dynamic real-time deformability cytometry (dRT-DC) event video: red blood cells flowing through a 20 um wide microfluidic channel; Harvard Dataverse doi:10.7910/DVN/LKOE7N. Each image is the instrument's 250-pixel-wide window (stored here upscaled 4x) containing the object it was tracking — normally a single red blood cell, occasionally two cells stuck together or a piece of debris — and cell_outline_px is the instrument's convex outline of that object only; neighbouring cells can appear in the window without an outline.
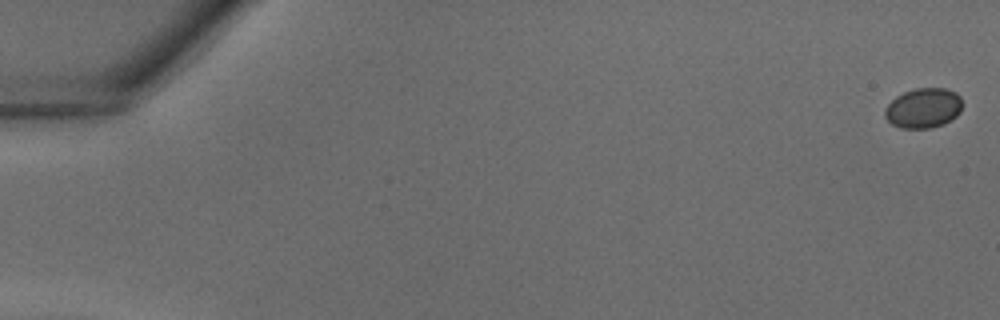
{"species": "common noctule bat (a hibernating species)", "species_latin": "Nyctalus noctula", "temperature_condition": "warm", "stored_images_in_passage": 41, "camera_frame_rate_fps": 3000, "um_per_image_px": 0.085, "animal": {"sex": "male", "body_mass_g": 18.8}, "frame": {"image": 1, "passage_image": 1, "time_ms": 0.0, "image_size_px": [1000, 320], "cell_outline_px": [[964, 104], [960, 112], [956, 116], [944, 124], [928, 128], [900, 128], [892, 124], [884, 116], [884, 108], [896, 96], [904, 92], [916, 88], [944, 88], [956, 92], [960, 96]], "centroid_in_image_um": [78.5, 9.18], "position_along_channel_um": 6.5, "area_um2": 18.21}}
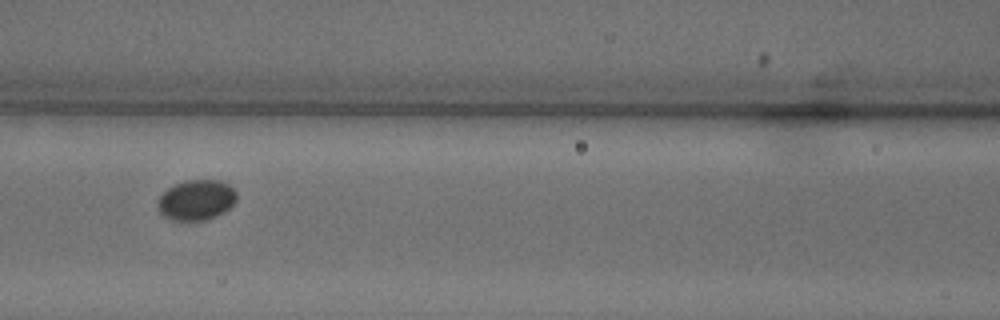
{"frame": {"image": 2, "passage_image": 19, "time_ms": 6.0, "image_size_px": [1000, 320], "cell_outline_px": [[236, 200], [224, 212], [216, 216], [204, 220], [168, 220], [156, 208], [156, 204], [160, 196], [168, 188], [176, 184], [188, 180], [220, 180], [228, 184], [236, 192]], "centroid_in_image_um": [16.66, 17.0], "position_along_channel_um": 149.9, "area_um2": 18.5}}
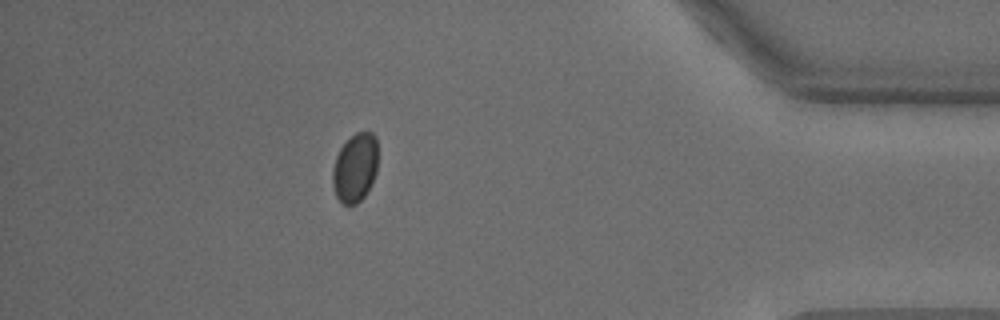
{"frame": {"image": 3, "passage_image": 36, "time_ms": 11.667, "image_size_px": [1000, 320], "cell_outline_px": [[376, 172], [372, 184], [364, 196], [356, 204], [344, 204], [336, 196], [332, 184], [332, 168], [336, 156], [340, 148], [356, 132], [372, 132], [376, 136]], "centroid_in_image_um": [30.17, 14.26], "position_along_channel_um": 405.0, "area_um2": 18.03}}